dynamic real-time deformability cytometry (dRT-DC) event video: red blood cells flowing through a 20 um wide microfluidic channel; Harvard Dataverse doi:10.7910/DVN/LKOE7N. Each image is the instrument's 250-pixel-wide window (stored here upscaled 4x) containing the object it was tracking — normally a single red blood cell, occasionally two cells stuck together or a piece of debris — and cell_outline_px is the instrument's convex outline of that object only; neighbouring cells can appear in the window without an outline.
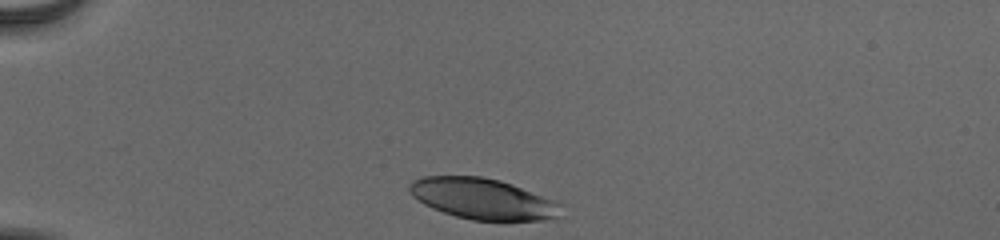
{"species": "human", "species_latin": "Homo sapiens", "temperature_condition": "cold", "stored_images_in_passage": 34, "camera_frame_rate_fps": 3000, "um_per_image_px": 0.085, "donor": {"sex": "male"}, "frame": {"image": 1, "passage_image": 1, "time_ms": 0.0, "image_size_px": [1000, 240], "cell_outline_px": [[560, 204], [556, 216], [544, 220], [504, 224], [472, 220], [456, 216], [432, 208], [424, 204], [412, 196], [408, 188], [408, 184], [412, 180], [424, 176], [480, 176], [500, 180], [512, 184], [552, 200]], "centroid_in_image_um": [41.0, 16.94], "position_along_channel_um": 44.0, "area_um2": 36.65}}
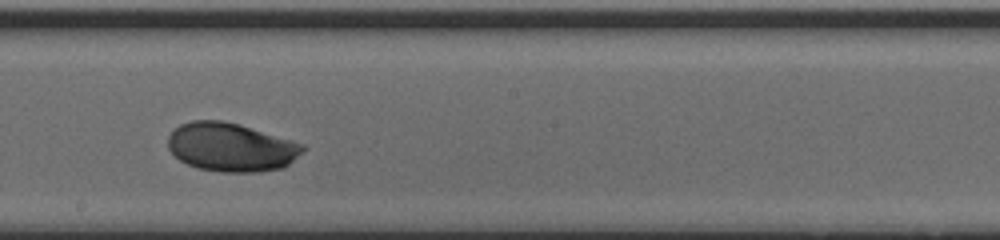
{"frame": {"image": 2, "passage_image": 19, "time_ms": 6.0, "image_size_px": [1000, 240], "cell_outline_px": [[308, 148], [284, 168], [256, 172], [220, 172], [196, 168], [180, 160], [168, 148], [168, 136], [180, 124], [192, 120], [224, 120], [240, 124], [292, 140], [304, 144]], "centroid_in_image_um": [19.67, 12.51], "position_along_channel_um": 228.5, "area_um2": 38.49}}
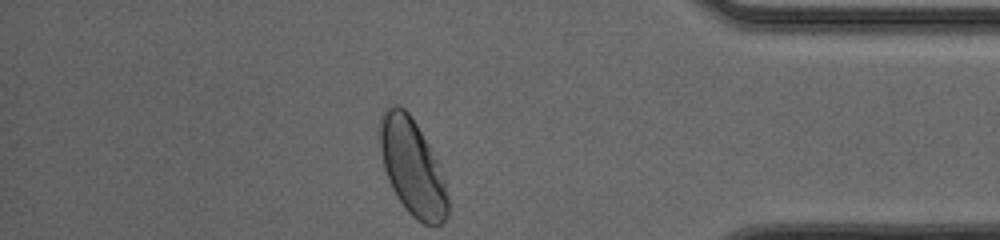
{"frame": {"image": 3, "passage_image": 34, "time_ms": 11.0, "image_size_px": [1000, 240], "cell_outline_px": [[448, 216], [440, 224], [424, 224], [416, 220], [408, 212], [392, 188], [388, 180], [384, 168], [376, 128], [380, 116], [384, 108], [392, 104], [396, 104], [404, 108], [408, 112], [416, 124], [440, 164], [448, 196]], "centroid_in_image_um": [35.01, 14.16], "position_along_channel_um": 400.2, "area_um2": 38.55}, "authors_computed_cell_mechanics": {"area_um2": 37.4544, "velocity_mm_per_s": 3.8657, "shape_relaxation_time_tau1_ms": 2.8194, "shape_relaxation_time_tau2_ms": 0.9265, "deformation_change_tau1": 0.1203, "deformation_change_tau2": 0.024}}